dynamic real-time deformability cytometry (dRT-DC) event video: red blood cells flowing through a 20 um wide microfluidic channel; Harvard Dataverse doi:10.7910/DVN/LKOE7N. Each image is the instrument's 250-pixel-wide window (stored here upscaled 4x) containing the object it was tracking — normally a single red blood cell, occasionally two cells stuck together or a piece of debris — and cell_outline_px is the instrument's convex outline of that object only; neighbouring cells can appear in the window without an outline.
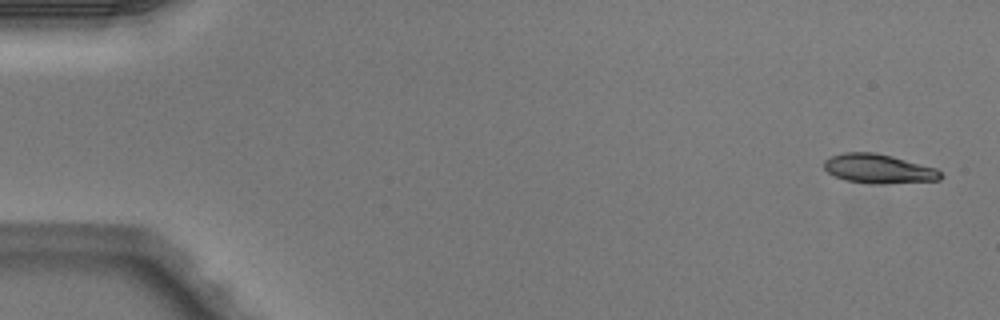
{"species": "Egyptian fruit bat (a non-hibernating species)", "species_latin": "Rousettus aegyptiacus", "temperature_condition": "warm", "stored_images_in_passage": 5, "camera_frame_rate_fps": 3000, "um_per_image_px": 0.085, "animal": {"sex": "male"}, "frame": {"image": 1, "passage_image": 1, "time_ms": 0.0, "image_size_px": [1000, 320], "cell_outline_px": [[944, 176], [940, 180], [880, 184], [872, 184], [844, 180], [828, 172], [824, 168], [824, 160], [832, 156], [844, 152], [876, 152], [892, 156], [936, 168]], "centroid_in_image_um": [74.68, 14.34], "position_along_channel_um": 10.3, "area_um2": 19.88}}